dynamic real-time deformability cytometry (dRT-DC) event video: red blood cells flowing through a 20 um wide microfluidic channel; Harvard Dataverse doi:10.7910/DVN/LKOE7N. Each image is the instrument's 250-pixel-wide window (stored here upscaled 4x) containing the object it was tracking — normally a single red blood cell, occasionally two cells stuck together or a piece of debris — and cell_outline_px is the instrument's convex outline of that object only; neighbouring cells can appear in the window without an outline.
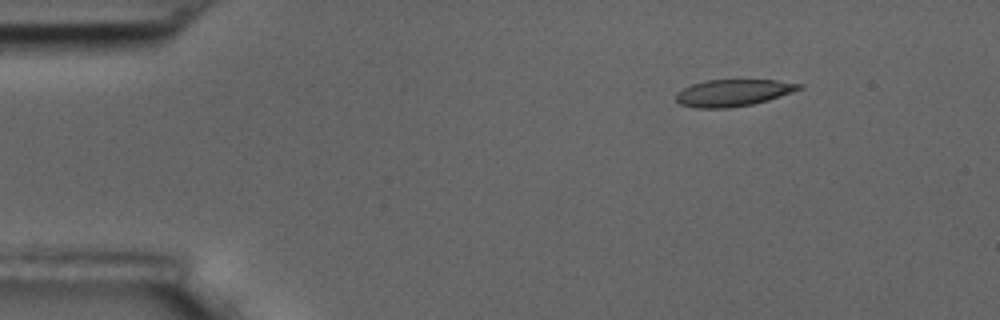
{"species": "common noctule bat (a hibernating species)", "species_latin": "Nyctalus noctula", "temperature_condition": "room temperature", "stored_images_in_passage": 4, "camera_frame_rate_fps": 3000, "um_per_image_px": 0.085, "animal": {"sex": "male", "body_mass_g": 17.5, "forearm_length_mm": 52.3}, "frame": {"image": 1, "passage_image": 1, "time_ms": 0.0, "image_size_px": [1000, 320], "cell_outline_px": [[804, 88], [768, 100], [752, 104], [728, 108], [696, 108], [680, 104], [676, 100], [676, 92], [692, 84], [704, 80], [776, 80], [804, 84]], "centroid_in_image_um": [62.32, 7.88], "position_along_channel_um": 22.7, "area_um2": 19.31}}
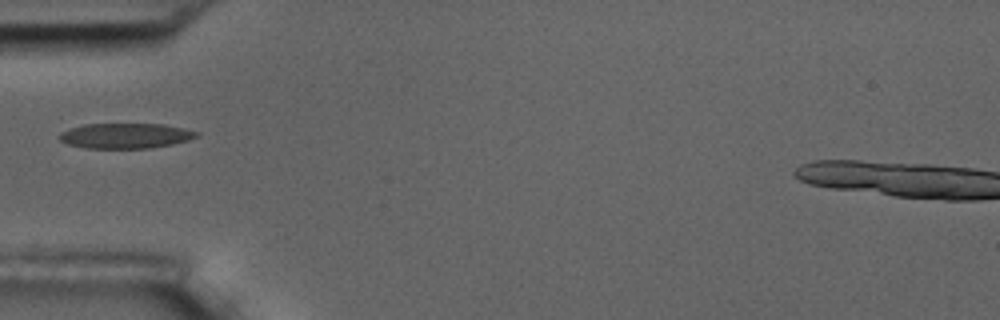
{"frame": {"image": 2, "passage_image": 4, "time_ms": 3.667, "image_size_px": [1000, 320], "cell_outline_px": [[200, 136], [188, 140], [172, 144], [152, 148], [84, 148], [68, 144], [60, 140], [56, 136], [60, 132], [68, 128], [84, 124], [164, 124], [184, 128], [200, 132]], "centroid_in_image_um": [10.66, 11.53], "position_along_channel_um": 74.3, "area_um2": 20.4}}